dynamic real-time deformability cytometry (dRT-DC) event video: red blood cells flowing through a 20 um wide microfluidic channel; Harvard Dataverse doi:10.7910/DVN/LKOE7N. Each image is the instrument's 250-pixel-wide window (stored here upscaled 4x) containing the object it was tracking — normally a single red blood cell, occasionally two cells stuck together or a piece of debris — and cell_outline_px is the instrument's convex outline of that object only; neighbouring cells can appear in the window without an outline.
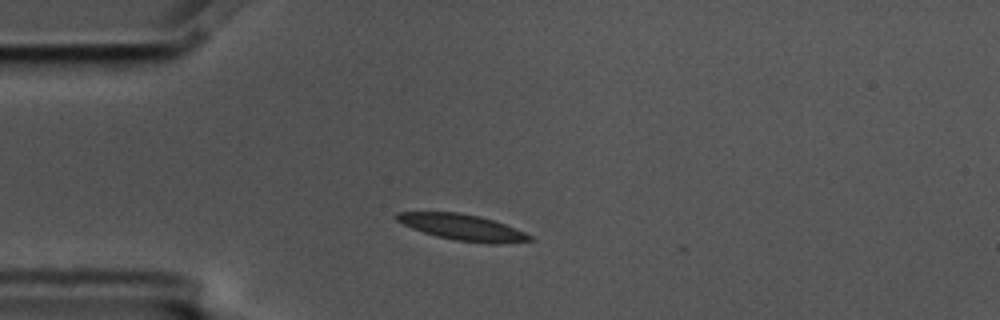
{"species": "common noctule bat (a hibernating species)", "species_latin": "Nyctalus noctula", "temperature_condition": "cold", "stored_images_in_passage": 7, "camera_frame_rate_fps": 3000, "um_per_image_px": 0.085, "animal": {"sex": "male", "body_mass_g": 17.5, "forearm_length_mm": 52.3}, "frame": {"image": 1, "passage_image": 1, "time_ms": 0.0, "image_size_px": [1000, 320], "cell_outline_px": [[532, 240], [500, 244], [488, 244], [456, 240], [436, 236], [412, 228], [396, 220], [392, 216], [396, 212], [460, 212], [480, 216], [516, 228], [532, 236]], "centroid_in_image_um": [39.3, 19.32], "position_along_channel_um": 45.7, "area_um2": 20.17}}